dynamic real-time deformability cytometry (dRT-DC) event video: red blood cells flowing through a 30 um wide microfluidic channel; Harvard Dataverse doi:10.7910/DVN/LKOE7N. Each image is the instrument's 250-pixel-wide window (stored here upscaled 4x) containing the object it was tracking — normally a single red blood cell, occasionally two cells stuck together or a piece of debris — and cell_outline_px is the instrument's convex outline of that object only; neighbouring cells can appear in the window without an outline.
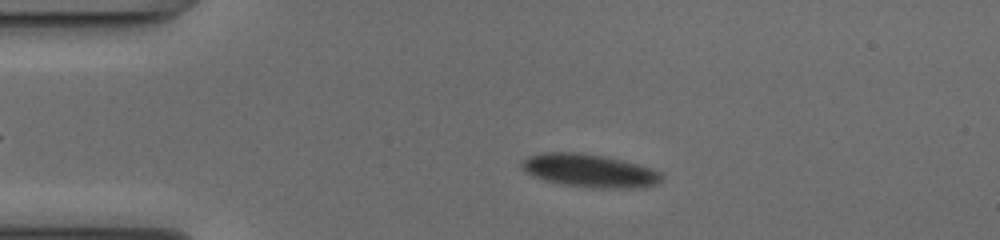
{"species": "common noctule bat (a hibernating species)", "species_latin": "Nyctalus noctula", "temperature_condition": "cold", "stored_images_in_passage": 46, "camera_frame_rate_fps": 3000, "um_per_image_px": 0.085, "animal": {"sex": "female", "body_mass_g": 17.0, "forearm_length_mm": 48.0}, "frame": {"image": 1, "passage_image": 11, "time_ms": 3.333, "image_size_px": [1000, 240], "cell_outline_px": [[660, 180], [652, 184], [632, 188], [592, 188], [564, 184], [544, 180], [532, 176], [524, 168], [524, 160], [532, 156], [544, 152], [576, 152], [600, 156], [648, 168], [660, 172]], "centroid_in_image_um": [50.05, 14.52], "position_along_channel_um": 35.0, "area_um2": 25.78}}
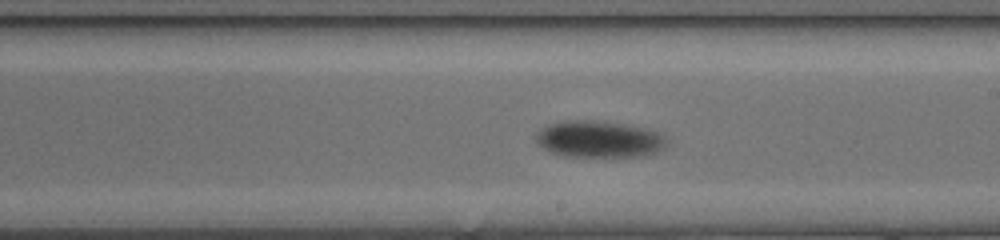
{"frame": {"image": 2, "passage_image": 30, "time_ms": 9.667, "image_size_px": [1000, 240], "cell_outline_px": [[668, 140], [664, 148], [656, 152], [644, 156], [564, 156], [552, 152], [544, 148], [536, 140], [536, 136], [544, 128], [552, 124], [576, 120], [588, 120], [624, 124], [644, 128], [656, 132], [664, 136]], "centroid_in_image_um": [50.98, 11.85], "position_along_channel_um": 238.0, "area_um2": 27.28}}
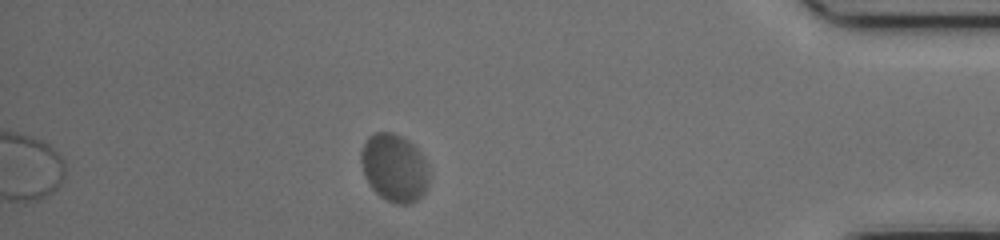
{"frame": {"image": 3, "passage_image": 46, "time_ms": 15.0, "image_size_px": [1000, 240], "cell_outline_px": [[428, 184], [424, 192], [416, 200], [408, 204], [396, 204], [380, 196], [368, 184], [364, 176], [360, 160], [360, 152], [368, 136], [376, 132], [392, 132], [408, 140], [424, 156], [428, 164]], "centroid_in_image_um": [33.5, 14.25], "position_along_channel_um": 401.7, "area_um2": 26.99}, "authors_computed_cell_mechanics": {"area_um2": 26.7903, "velocity_mm_per_s": 3.8929, "shape_relaxation_time_tau1_ms": 2.4256, "shape_relaxation_time_tau2_ms": null, "deformation_change_tau1": 0.0497, "deformation_change_tau2": null}}